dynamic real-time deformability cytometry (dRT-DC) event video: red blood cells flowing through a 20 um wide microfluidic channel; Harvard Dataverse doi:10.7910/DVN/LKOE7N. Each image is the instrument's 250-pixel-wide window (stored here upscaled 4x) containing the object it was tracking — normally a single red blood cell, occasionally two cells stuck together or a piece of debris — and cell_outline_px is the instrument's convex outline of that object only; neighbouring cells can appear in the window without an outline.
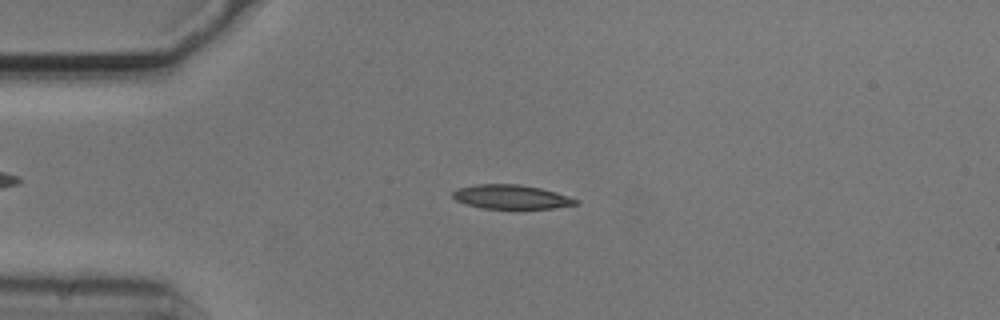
{"species": "common noctule bat (a hibernating species)", "species_latin": "Nyctalus noctula", "temperature_condition": "cold", "stored_images_in_passage": 48, "camera_frame_rate_fps": 3000, "um_per_image_px": 0.085, "animal": {"sex": "male", "body_mass_g": 20.5, "forearm_length_mm": 52.5}, "frame": {"image": 1, "passage_image": 7, "time_ms": 2.0, "image_size_px": [1000, 320], "cell_outline_px": [[580, 204], [552, 208], [480, 208], [456, 200], [452, 196], [452, 192], [456, 188], [476, 184], [520, 184], [540, 188], [556, 192], [568, 196], [576, 200]], "centroid_in_image_um": [43.43, 16.72], "position_along_channel_um": 41.6, "area_um2": 17.17}}
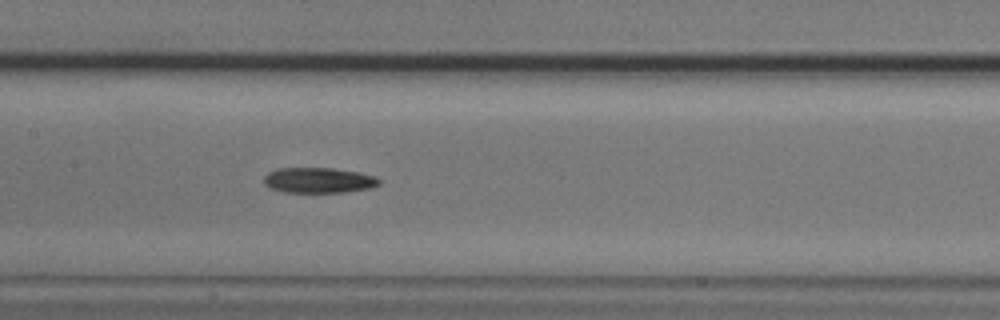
{"frame": {"image": 2, "passage_image": 20, "time_ms": 6.333, "image_size_px": [1000, 320], "cell_outline_px": [[380, 184], [372, 188], [344, 192], [284, 192], [272, 188], [264, 184], [264, 176], [268, 172], [276, 168], [332, 168], [360, 172], [376, 176], [380, 180]], "centroid_in_image_um": [27.11, 15.31], "position_along_channel_um": 180.3, "area_um2": 17.17}}
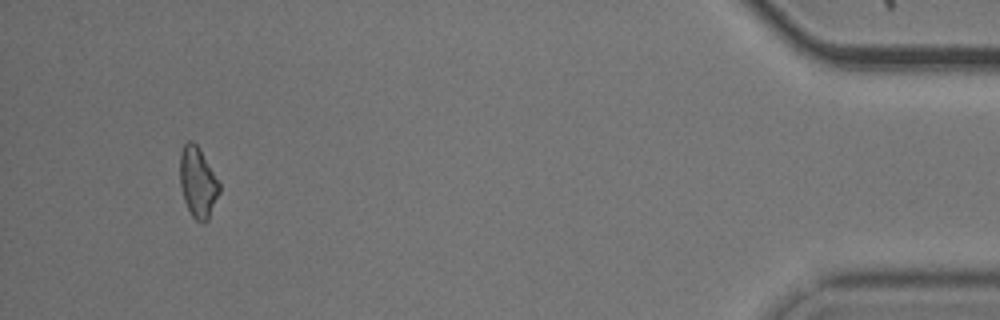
{"frame": {"image": 3, "passage_image": 45, "time_ms": 14.667, "image_size_px": [1000, 320], "cell_outline_px": [[220, 192], [208, 220], [204, 224], [196, 220], [192, 216], [184, 200], [180, 184], [180, 152], [184, 144], [188, 140], [192, 140], [196, 144], [220, 180]], "centroid_in_image_um": [16.83, 15.5], "position_along_channel_um": 418.4, "area_um2": 16.36}, "authors_computed_cell_mechanics": {"area_um2": 17.1377, "velocity_mm_per_s": 3.7259, "shape_relaxation_time_tau1_ms": 4.1731, "shape_relaxation_time_tau2_ms": null, "deformation_change_tau1": 0.1134, "deformation_change_tau2": null}}